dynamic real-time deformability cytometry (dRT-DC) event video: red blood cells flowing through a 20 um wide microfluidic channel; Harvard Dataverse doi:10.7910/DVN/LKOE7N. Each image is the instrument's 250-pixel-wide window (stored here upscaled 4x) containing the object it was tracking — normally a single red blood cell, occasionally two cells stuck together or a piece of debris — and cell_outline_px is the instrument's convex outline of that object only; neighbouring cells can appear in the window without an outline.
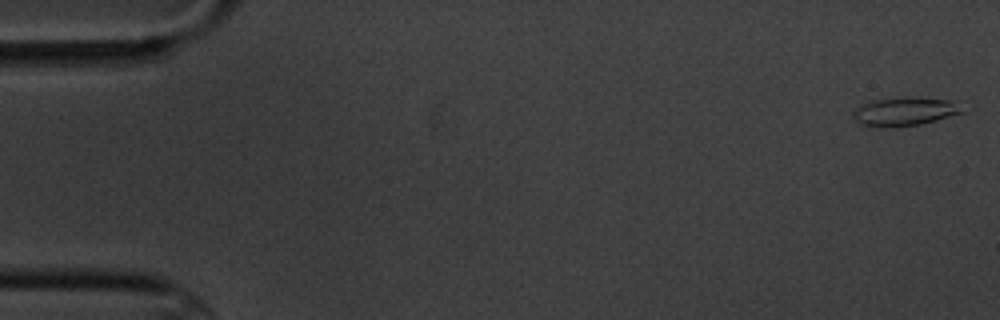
{"species": "common noctule bat (a hibernating species)", "species_latin": "Nyctalus noctula", "temperature_condition": "cold", "stored_images_in_passage": 15, "camera_frame_rate_fps": 3000, "um_per_image_px": 0.085, "animal": {"sex": "male", "body_mass_g": 20.1, "forearm_length_mm": 53.5}, "frame": {"image": 1, "passage_image": 1, "time_ms": 0.0, "image_size_px": [1000, 320], "cell_outline_px": [[972, 108], [964, 112], [936, 120], [920, 124], [892, 128], [860, 124], [852, 116], [852, 112], [856, 108], [872, 100], [900, 96], [916, 96], [964, 100]], "centroid_in_image_um": [77.13, 9.42], "position_along_channel_um": 7.9, "area_um2": 19.36}}
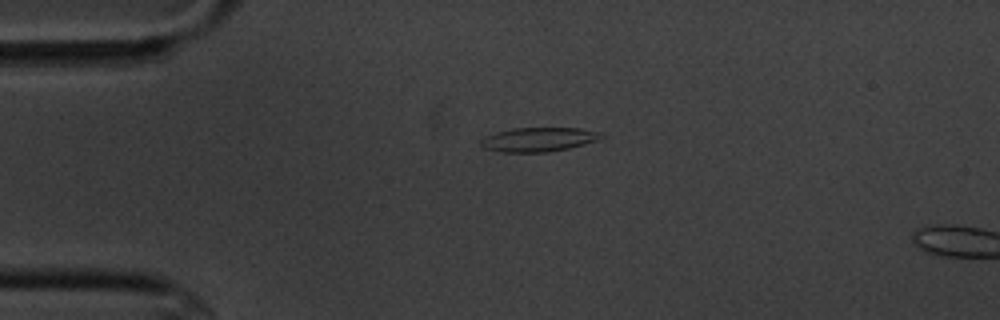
{"frame": {"image": 2, "passage_image": 13, "time_ms": 4.0, "image_size_px": [1000, 320], "cell_outline_px": [[604, 136], [596, 140], [584, 144], [568, 148], [548, 152], [500, 152], [484, 148], [480, 144], [480, 140], [484, 136], [496, 132], [512, 128], [580, 128], [596, 132]], "centroid_in_image_um": [45.7, 11.86], "position_along_channel_um": 39.3, "area_um2": 16.82}}